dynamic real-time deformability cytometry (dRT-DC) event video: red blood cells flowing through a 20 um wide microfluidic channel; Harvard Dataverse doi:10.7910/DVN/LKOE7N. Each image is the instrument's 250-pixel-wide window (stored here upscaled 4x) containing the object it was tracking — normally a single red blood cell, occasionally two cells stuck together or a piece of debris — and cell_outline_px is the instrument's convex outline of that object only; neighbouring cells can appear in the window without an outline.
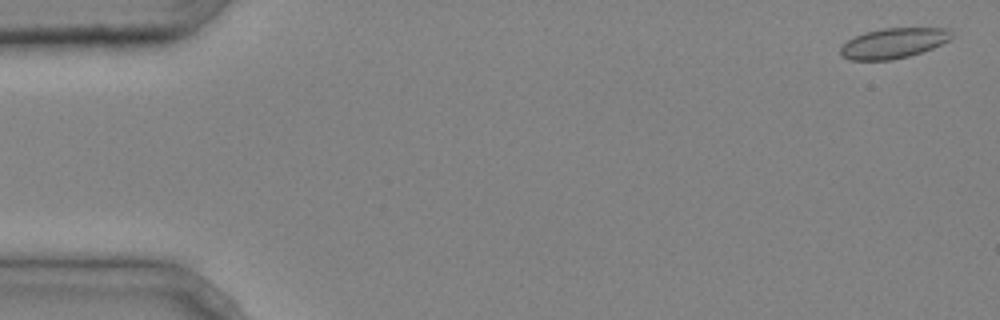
{"species": "common noctule bat (a hibernating species)", "species_latin": "Nyctalus noctula", "temperature_condition": "cold", "stored_images_in_passage": 5, "camera_frame_rate_fps": 3000, "um_per_image_px": 0.085, "animal": {"sex": "male", "body_mass_g": 20.4}, "frame": {"image": 1, "passage_image": 1, "time_ms": 0.0, "image_size_px": [1000, 320], "cell_outline_px": [[952, 36], [948, 40], [932, 48], [908, 56], [892, 60], [852, 60], [844, 56], [840, 52], [840, 48], [848, 40], [864, 32], [884, 28], [948, 28], [952, 32]], "centroid_in_image_um": [75.95, 3.66], "position_along_channel_um": 9.1, "area_um2": 19.31}}
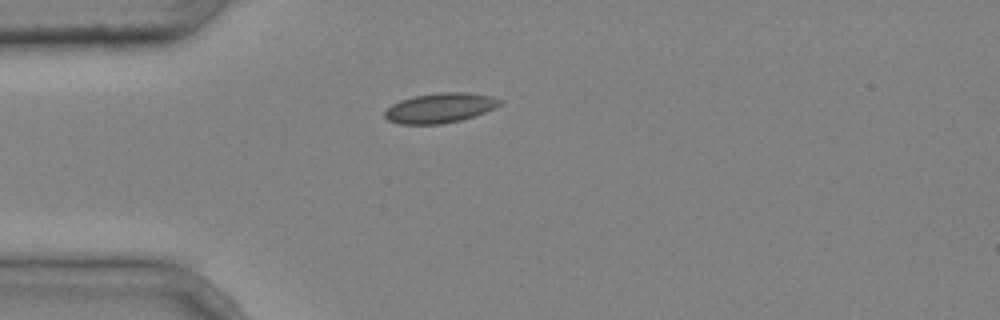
{"frame": {"image": 2, "passage_image": 4, "time_ms": 1.0, "image_size_px": [1000, 320], "cell_outline_px": [[500, 104], [484, 112], [460, 120], [440, 124], [400, 124], [388, 120], [384, 116], [384, 112], [392, 104], [400, 100], [412, 96], [440, 92], [468, 92], [492, 96], [500, 100]], "centroid_in_image_um": [37.35, 9.16], "position_along_channel_um": 47.7, "area_um2": 19.83}}